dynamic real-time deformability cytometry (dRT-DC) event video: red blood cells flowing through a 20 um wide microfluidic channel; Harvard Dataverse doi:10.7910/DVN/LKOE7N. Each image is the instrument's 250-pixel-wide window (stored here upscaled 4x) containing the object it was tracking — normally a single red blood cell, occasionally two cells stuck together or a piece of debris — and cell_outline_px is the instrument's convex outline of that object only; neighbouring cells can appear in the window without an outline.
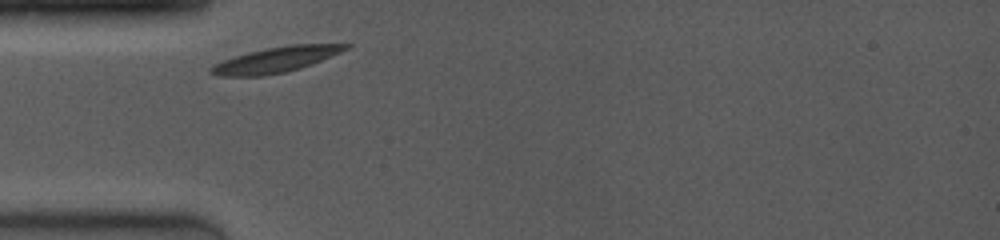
{"species": "common noctule bat (a hibernating species)", "species_latin": "Nyctalus noctula", "temperature_condition": "room temperature", "stored_images_in_passage": 22, "camera_frame_rate_fps": 4000, "um_per_image_px": 0.085, "animal": {"sex": "female", "body_mass_g": 19.0, "forearm_length_mm": 53.3}, "frame": {"image": 1, "passage_image": 1, "time_ms": 0.0, "image_size_px": [1000, 240], "cell_outline_px": [[352, 44], [348, 48], [340, 52], [300, 68], [284, 72], [264, 76], [220, 76], [212, 72], [212, 68], [216, 64], [224, 60], [236, 56], [268, 48], [292, 44]], "centroid_in_image_um": [23.49, 5.07], "position_along_channel_um": 61.5, "area_um2": 19.19}}
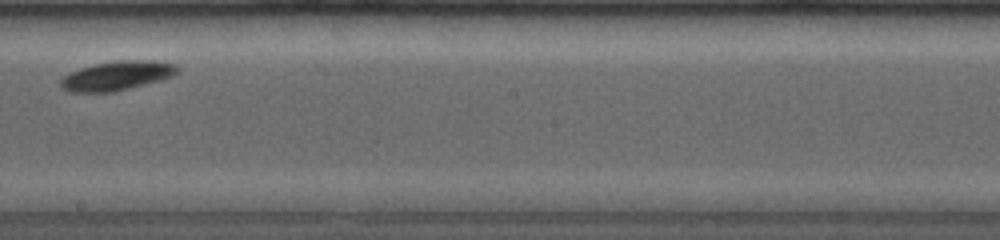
{"frame": {"image": 2, "passage_image": 12, "time_ms": 4.75, "image_size_px": [1000, 240], "cell_outline_px": [[176, 72], [172, 76], [128, 88], [112, 92], [72, 92], [64, 88], [60, 84], [60, 80], [64, 76], [80, 68], [96, 64], [120, 60], [144, 60], [176, 64]], "centroid_in_image_um": [9.89, 6.43], "position_along_channel_um": 238.3, "area_um2": 19.19}}
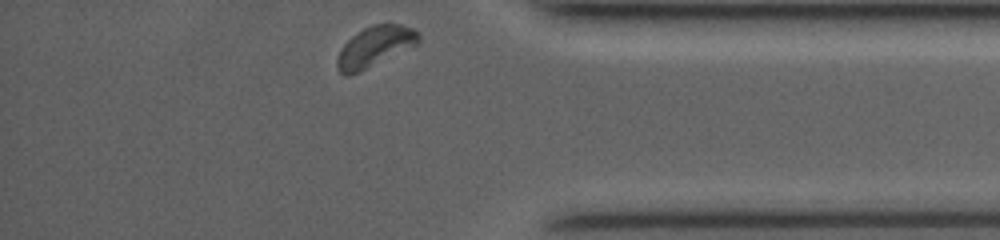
{"frame": {"image": 3, "passage_image": 22, "time_ms": 9.25, "image_size_px": [1000, 240], "cell_outline_px": [[420, 40], [416, 44], [360, 72], [344, 76], [336, 68], [336, 60], [344, 44], [352, 36], [364, 28], [372, 24], [400, 24], [412, 28], [420, 36]], "centroid_in_image_um": [31.83, 3.97], "position_along_channel_um": 403.4, "area_um2": 18.84}, "authors_computed_cell_mechanics": {"area_um2": 18.7561, "velocity_mm_per_s": 3.7658, "shape_relaxation_time_tau1_ms": 2.5038, "shape_relaxation_time_tau2_ms": null, "deformation_change_tau1": 0.1162, "deformation_change_tau2": null}}